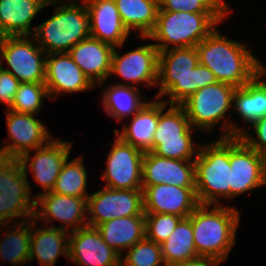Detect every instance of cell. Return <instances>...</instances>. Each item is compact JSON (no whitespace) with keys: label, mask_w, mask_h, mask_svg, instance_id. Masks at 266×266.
I'll return each mask as SVG.
<instances>
[{"label":"cell","mask_w":266,"mask_h":266,"mask_svg":"<svg viewBox=\"0 0 266 266\" xmlns=\"http://www.w3.org/2000/svg\"><path fill=\"white\" fill-rule=\"evenodd\" d=\"M230 198L266 185V157L239 136L230 138Z\"/></svg>","instance_id":"obj_12"},{"label":"cell","mask_w":266,"mask_h":266,"mask_svg":"<svg viewBox=\"0 0 266 266\" xmlns=\"http://www.w3.org/2000/svg\"><path fill=\"white\" fill-rule=\"evenodd\" d=\"M87 174L81 156L71 161H68L67 158L51 192L68 196L88 197L89 194L86 193Z\"/></svg>","instance_id":"obj_33"},{"label":"cell","mask_w":266,"mask_h":266,"mask_svg":"<svg viewBox=\"0 0 266 266\" xmlns=\"http://www.w3.org/2000/svg\"><path fill=\"white\" fill-rule=\"evenodd\" d=\"M34 28L32 36L46 54L68 53L72 47L90 36L85 3H63L55 7L53 16Z\"/></svg>","instance_id":"obj_6"},{"label":"cell","mask_w":266,"mask_h":266,"mask_svg":"<svg viewBox=\"0 0 266 266\" xmlns=\"http://www.w3.org/2000/svg\"><path fill=\"white\" fill-rule=\"evenodd\" d=\"M159 117V101L146 102L134 115L131 116L130 125H124L121 133L114 130L125 143L145 152H153V137Z\"/></svg>","instance_id":"obj_25"},{"label":"cell","mask_w":266,"mask_h":266,"mask_svg":"<svg viewBox=\"0 0 266 266\" xmlns=\"http://www.w3.org/2000/svg\"><path fill=\"white\" fill-rule=\"evenodd\" d=\"M228 13H191L164 11L160 8L154 29L147 37L159 51L170 48L196 47L221 23Z\"/></svg>","instance_id":"obj_4"},{"label":"cell","mask_w":266,"mask_h":266,"mask_svg":"<svg viewBox=\"0 0 266 266\" xmlns=\"http://www.w3.org/2000/svg\"><path fill=\"white\" fill-rule=\"evenodd\" d=\"M6 111L10 137L0 145V156L20 159L24 154L46 145L53 139L42 121L34 114L18 113L10 109ZM5 142L8 144L5 145Z\"/></svg>","instance_id":"obj_13"},{"label":"cell","mask_w":266,"mask_h":266,"mask_svg":"<svg viewBox=\"0 0 266 266\" xmlns=\"http://www.w3.org/2000/svg\"><path fill=\"white\" fill-rule=\"evenodd\" d=\"M266 75V67L264 66V64L257 70L256 73V79L266 88V81L261 79L263 76Z\"/></svg>","instance_id":"obj_41"},{"label":"cell","mask_w":266,"mask_h":266,"mask_svg":"<svg viewBox=\"0 0 266 266\" xmlns=\"http://www.w3.org/2000/svg\"><path fill=\"white\" fill-rule=\"evenodd\" d=\"M88 226L114 218L145 215L142 189H100L87 197Z\"/></svg>","instance_id":"obj_11"},{"label":"cell","mask_w":266,"mask_h":266,"mask_svg":"<svg viewBox=\"0 0 266 266\" xmlns=\"http://www.w3.org/2000/svg\"><path fill=\"white\" fill-rule=\"evenodd\" d=\"M44 97L50 98L44 82L20 83L10 110L18 113L38 115L42 109Z\"/></svg>","instance_id":"obj_34"},{"label":"cell","mask_w":266,"mask_h":266,"mask_svg":"<svg viewBox=\"0 0 266 266\" xmlns=\"http://www.w3.org/2000/svg\"><path fill=\"white\" fill-rule=\"evenodd\" d=\"M68 237L69 260L78 266H121L122 256L103 240L96 227L79 228Z\"/></svg>","instance_id":"obj_17"},{"label":"cell","mask_w":266,"mask_h":266,"mask_svg":"<svg viewBox=\"0 0 266 266\" xmlns=\"http://www.w3.org/2000/svg\"><path fill=\"white\" fill-rule=\"evenodd\" d=\"M103 240L122 256L146 237L145 215L119 217L96 226Z\"/></svg>","instance_id":"obj_26"},{"label":"cell","mask_w":266,"mask_h":266,"mask_svg":"<svg viewBox=\"0 0 266 266\" xmlns=\"http://www.w3.org/2000/svg\"><path fill=\"white\" fill-rule=\"evenodd\" d=\"M4 38H5V36L0 34V56H1V47H2V43H3ZM0 63H1V58H0Z\"/></svg>","instance_id":"obj_42"},{"label":"cell","mask_w":266,"mask_h":266,"mask_svg":"<svg viewBox=\"0 0 266 266\" xmlns=\"http://www.w3.org/2000/svg\"><path fill=\"white\" fill-rule=\"evenodd\" d=\"M35 199L34 218L45 220V223L56 219L60 226L56 228L70 232L88 226L87 218V197H76L56 194L54 192L37 193ZM39 205H41L39 207ZM42 208V209H40ZM85 215V217H84ZM64 225V226H63Z\"/></svg>","instance_id":"obj_15"},{"label":"cell","mask_w":266,"mask_h":266,"mask_svg":"<svg viewBox=\"0 0 266 266\" xmlns=\"http://www.w3.org/2000/svg\"><path fill=\"white\" fill-rule=\"evenodd\" d=\"M181 219L182 217L173 214L145 213L146 238L161 245Z\"/></svg>","instance_id":"obj_38"},{"label":"cell","mask_w":266,"mask_h":266,"mask_svg":"<svg viewBox=\"0 0 266 266\" xmlns=\"http://www.w3.org/2000/svg\"><path fill=\"white\" fill-rule=\"evenodd\" d=\"M195 190L199 204L219 205L230 199V138L200 145L195 156Z\"/></svg>","instance_id":"obj_5"},{"label":"cell","mask_w":266,"mask_h":266,"mask_svg":"<svg viewBox=\"0 0 266 266\" xmlns=\"http://www.w3.org/2000/svg\"><path fill=\"white\" fill-rule=\"evenodd\" d=\"M20 83L11 73L4 70L0 63V102L7 105L6 109L11 108Z\"/></svg>","instance_id":"obj_39"},{"label":"cell","mask_w":266,"mask_h":266,"mask_svg":"<svg viewBox=\"0 0 266 266\" xmlns=\"http://www.w3.org/2000/svg\"><path fill=\"white\" fill-rule=\"evenodd\" d=\"M225 122V123H224ZM222 125V136L220 138H231L239 136L248 146L266 157V116L252 123L256 136L253 138L246 129H241L232 124L231 120H225Z\"/></svg>","instance_id":"obj_36"},{"label":"cell","mask_w":266,"mask_h":266,"mask_svg":"<svg viewBox=\"0 0 266 266\" xmlns=\"http://www.w3.org/2000/svg\"><path fill=\"white\" fill-rule=\"evenodd\" d=\"M159 100V117L153 137V153L155 155L177 160H192L198 155L200 145L195 149L189 119L181 105H169ZM193 129V130H192ZM194 146V147H193Z\"/></svg>","instance_id":"obj_7"},{"label":"cell","mask_w":266,"mask_h":266,"mask_svg":"<svg viewBox=\"0 0 266 266\" xmlns=\"http://www.w3.org/2000/svg\"><path fill=\"white\" fill-rule=\"evenodd\" d=\"M144 153L125 143L118 136L107 156L102 174L106 188L142 189V159Z\"/></svg>","instance_id":"obj_14"},{"label":"cell","mask_w":266,"mask_h":266,"mask_svg":"<svg viewBox=\"0 0 266 266\" xmlns=\"http://www.w3.org/2000/svg\"><path fill=\"white\" fill-rule=\"evenodd\" d=\"M67 233L53 226L31 229L30 262L35 257L40 266H55L60 255L69 258Z\"/></svg>","instance_id":"obj_27"},{"label":"cell","mask_w":266,"mask_h":266,"mask_svg":"<svg viewBox=\"0 0 266 266\" xmlns=\"http://www.w3.org/2000/svg\"><path fill=\"white\" fill-rule=\"evenodd\" d=\"M114 48L89 36L72 47L68 54L95 86H102L110 76Z\"/></svg>","instance_id":"obj_23"},{"label":"cell","mask_w":266,"mask_h":266,"mask_svg":"<svg viewBox=\"0 0 266 266\" xmlns=\"http://www.w3.org/2000/svg\"><path fill=\"white\" fill-rule=\"evenodd\" d=\"M200 204L191 213L194 245L198 256L223 262L235 245L240 215L236 208Z\"/></svg>","instance_id":"obj_3"},{"label":"cell","mask_w":266,"mask_h":266,"mask_svg":"<svg viewBox=\"0 0 266 266\" xmlns=\"http://www.w3.org/2000/svg\"><path fill=\"white\" fill-rule=\"evenodd\" d=\"M30 38L33 40L30 41ZM34 41L36 40L33 36H5L2 43L1 63L4 58L9 66L8 69H3L21 83L45 81L47 54Z\"/></svg>","instance_id":"obj_10"},{"label":"cell","mask_w":266,"mask_h":266,"mask_svg":"<svg viewBox=\"0 0 266 266\" xmlns=\"http://www.w3.org/2000/svg\"><path fill=\"white\" fill-rule=\"evenodd\" d=\"M216 27L197 46L199 64L210 69L218 82L242 87L263 65L246 45L222 36Z\"/></svg>","instance_id":"obj_2"},{"label":"cell","mask_w":266,"mask_h":266,"mask_svg":"<svg viewBox=\"0 0 266 266\" xmlns=\"http://www.w3.org/2000/svg\"><path fill=\"white\" fill-rule=\"evenodd\" d=\"M213 72L199 64L196 47L159 51L158 85L155 99L168 95V105H181L197 90L216 83Z\"/></svg>","instance_id":"obj_1"},{"label":"cell","mask_w":266,"mask_h":266,"mask_svg":"<svg viewBox=\"0 0 266 266\" xmlns=\"http://www.w3.org/2000/svg\"><path fill=\"white\" fill-rule=\"evenodd\" d=\"M59 0H0V34L4 36H32L31 24L36 14Z\"/></svg>","instance_id":"obj_24"},{"label":"cell","mask_w":266,"mask_h":266,"mask_svg":"<svg viewBox=\"0 0 266 266\" xmlns=\"http://www.w3.org/2000/svg\"><path fill=\"white\" fill-rule=\"evenodd\" d=\"M164 11H186L191 13H229V6L223 0H159Z\"/></svg>","instance_id":"obj_37"},{"label":"cell","mask_w":266,"mask_h":266,"mask_svg":"<svg viewBox=\"0 0 266 266\" xmlns=\"http://www.w3.org/2000/svg\"><path fill=\"white\" fill-rule=\"evenodd\" d=\"M161 249L166 266H174L199 257L194 245L191 214L179 221L167 240L161 244Z\"/></svg>","instance_id":"obj_31"},{"label":"cell","mask_w":266,"mask_h":266,"mask_svg":"<svg viewBox=\"0 0 266 266\" xmlns=\"http://www.w3.org/2000/svg\"><path fill=\"white\" fill-rule=\"evenodd\" d=\"M20 219L22 220L19 222ZM24 219V217L19 218L16 223H13L10 229H7L5 238L0 239V258L13 266H19L27 261L30 263L31 228L35 227L37 220L23 221ZM14 225L15 229H13Z\"/></svg>","instance_id":"obj_30"},{"label":"cell","mask_w":266,"mask_h":266,"mask_svg":"<svg viewBox=\"0 0 266 266\" xmlns=\"http://www.w3.org/2000/svg\"><path fill=\"white\" fill-rule=\"evenodd\" d=\"M194 160L170 159L145 152L142 159V187L160 184L195 187Z\"/></svg>","instance_id":"obj_19"},{"label":"cell","mask_w":266,"mask_h":266,"mask_svg":"<svg viewBox=\"0 0 266 266\" xmlns=\"http://www.w3.org/2000/svg\"><path fill=\"white\" fill-rule=\"evenodd\" d=\"M44 83L50 98L62 92H82L95 87L68 53L46 55Z\"/></svg>","instance_id":"obj_21"},{"label":"cell","mask_w":266,"mask_h":266,"mask_svg":"<svg viewBox=\"0 0 266 266\" xmlns=\"http://www.w3.org/2000/svg\"><path fill=\"white\" fill-rule=\"evenodd\" d=\"M236 87L216 82L194 92L181 106L194 129L209 132L232 107Z\"/></svg>","instance_id":"obj_9"},{"label":"cell","mask_w":266,"mask_h":266,"mask_svg":"<svg viewBox=\"0 0 266 266\" xmlns=\"http://www.w3.org/2000/svg\"><path fill=\"white\" fill-rule=\"evenodd\" d=\"M233 103L240 118L251 125L266 116V88L254 78L244 86L236 88Z\"/></svg>","instance_id":"obj_32"},{"label":"cell","mask_w":266,"mask_h":266,"mask_svg":"<svg viewBox=\"0 0 266 266\" xmlns=\"http://www.w3.org/2000/svg\"><path fill=\"white\" fill-rule=\"evenodd\" d=\"M166 266L161 245L146 237L127 250L121 266Z\"/></svg>","instance_id":"obj_35"},{"label":"cell","mask_w":266,"mask_h":266,"mask_svg":"<svg viewBox=\"0 0 266 266\" xmlns=\"http://www.w3.org/2000/svg\"><path fill=\"white\" fill-rule=\"evenodd\" d=\"M30 191L28 171L19 159L0 156V228L11 220L16 223L20 216L25 221L34 218L35 200Z\"/></svg>","instance_id":"obj_8"},{"label":"cell","mask_w":266,"mask_h":266,"mask_svg":"<svg viewBox=\"0 0 266 266\" xmlns=\"http://www.w3.org/2000/svg\"><path fill=\"white\" fill-rule=\"evenodd\" d=\"M144 212L188 217L200 204L195 187L160 184L142 187Z\"/></svg>","instance_id":"obj_20"},{"label":"cell","mask_w":266,"mask_h":266,"mask_svg":"<svg viewBox=\"0 0 266 266\" xmlns=\"http://www.w3.org/2000/svg\"><path fill=\"white\" fill-rule=\"evenodd\" d=\"M117 47L114 48L111 60V74L139 84L143 82L147 87L157 86L159 50L154 44L138 47L120 56Z\"/></svg>","instance_id":"obj_16"},{"label":"cell","mask_w":266,"mask_h":266,"mask_svg":"<svg viewBox=\"0 0 266 266\" xmlns=\"http://www.w3.org/2000/svg\"><path fill=\"white\" fill-rule=\"evenodd\" d=\"M139 93L140 90L135 85L112 83L104 89L101 97L105 112L117 121L131 117L147 102H144Z\"/></svg>","instance_id":"obj_28"},{"label":"cell","mask_w":266,"mask_h":266,"mask_svg":"<svg viewBox=\"0 0 266 266\" xmlns=\"http://www.w3.org/2000/svg\"><path fill=\"white\" fill-rule=\"evenodd\" d=\"M71 145L68 141L51 139L46 145L36 148L33 157L28 152L19 159L23 169L29 166L35 183L40 184L44 193L52 191L63 164L69 158Z\"/></svg>","instance_id":"obj_18"},{"label":"cell","mask_w":266,"mask_h":266,"mask_svg":"<svg viewBox=\"0 0 266 266\" xmlns=\"http://www.w3.org/2000/svg\"><path fill=\"white\" fill-rule=\"evenodd\" d=\"M90 36L121 48L130 32L123 24L114 0H86Z\"/></svg>","instance_id":"obj_22"},{"label":"cell","mask_w":266,"mask_h":266,"mask_svg":"<svg viewBox=\"0 0 266 266\" xmlns=\"http://www.w3.org/2000/svg\"><path fill=\"white\" fill-rule=\"evenodd\" d=\"M220 263L221 262L217 259L199 256L194 259L181 262L174 266H216L219 265Z\"/></svg>","instance_id":"obj_40"},{"label":"cell","mask_w":266,"mask_h":266,"mask_svg":"<svg viewBox=\"0 0 266 266\" xmlns=\"http://www.w3.org/2000/svg\"><path fill=\"white\" fill-rule=\"evenodd\" d=\"M126 29L147 37L155 27L159 0H114Z\"/></svg>","instance_id":"obj_29"}]
</instances>
